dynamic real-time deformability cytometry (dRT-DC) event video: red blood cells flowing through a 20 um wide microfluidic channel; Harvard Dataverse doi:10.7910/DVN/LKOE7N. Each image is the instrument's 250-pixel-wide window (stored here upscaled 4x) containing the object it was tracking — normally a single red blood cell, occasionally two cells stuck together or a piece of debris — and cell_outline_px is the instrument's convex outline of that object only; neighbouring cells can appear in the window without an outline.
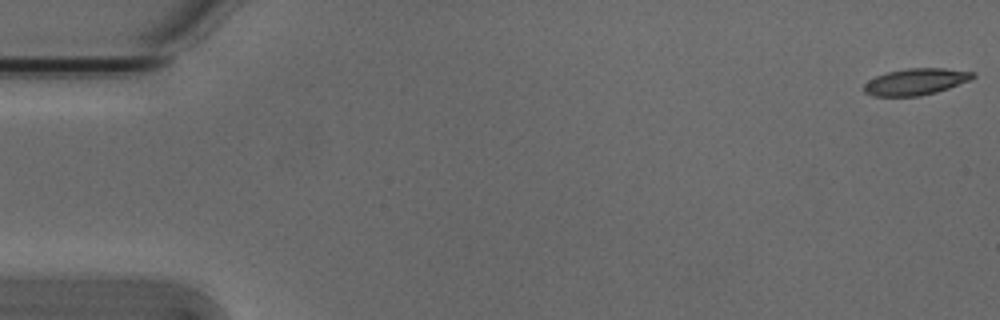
{"species": "Egyptian fruit bat (a non-hibernating species)", "species_latin": "Rousettus aegyptiacus", "temperature_condition": "cold", "stored_images_in_passage": 6, "camera_frame_rate_fps": 3000, "um_per_image_px": 0.085, "animal": {"sex": "male"}, "frame": {"image": 1, "passage_image": 1, "time_ms": 0.0, "image_size_px": [1000, 320], "cell_outline_px": [[976, 76], [968, 80], [948, 88], [936, 92], [920, 96], [872, 96], [864, 92], [864, 84], [868, 80], [876, 76], [888, 72], [908, 68], [944, 68], [972, 72]], "centroid_in_image_um": [77.79, 6.95], "position_along_channel_um": 7.2, "area_um2": 16.65}}
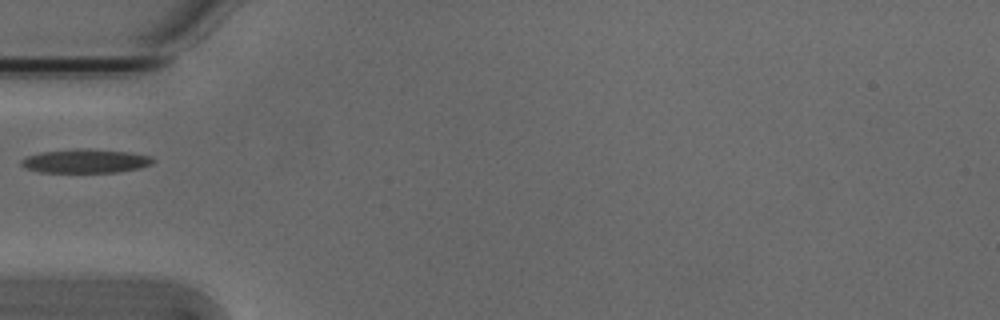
{"frame": {"image": 2, "passage_image": 5, "time_ms": 1.333, "image_size_px": [1000, 320], "cell_outline_px": [[156, 160], [152, 164], [140, 168], [116, 172], [40, 172], [24, 168], [20, 164], [20, 160], [24, 156], [40, 152], [76, 148], [84, 148], [132, 152], [152, 156]], "centroid_in_image_um": [7.26, 13.68], "position_along_channel_um": 77.7, "area_um2": 18.67}}
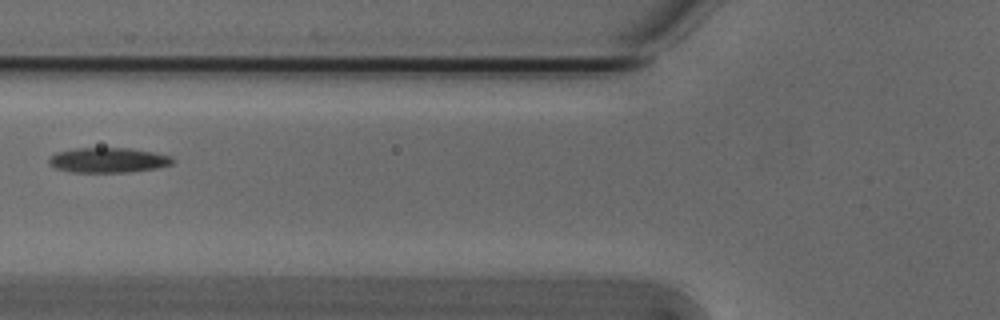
{"frame": {"image": 3, "passage_image": 6, "time_ms": 1.667, "image_size_px": [1000, 320], "cell_outline_px": [[176, 160], [172, 164], [156, 168], [128, 172], [72, 172], [56, 168], [48, 164], [48, 160], [56, 152], [76, 148], [132, 148], [156, 152], [172, 156]], "centroid_in_image_um": [9.24, 13.6], "position_along_channel_um": 116.6, "area_um2": 18.15}}